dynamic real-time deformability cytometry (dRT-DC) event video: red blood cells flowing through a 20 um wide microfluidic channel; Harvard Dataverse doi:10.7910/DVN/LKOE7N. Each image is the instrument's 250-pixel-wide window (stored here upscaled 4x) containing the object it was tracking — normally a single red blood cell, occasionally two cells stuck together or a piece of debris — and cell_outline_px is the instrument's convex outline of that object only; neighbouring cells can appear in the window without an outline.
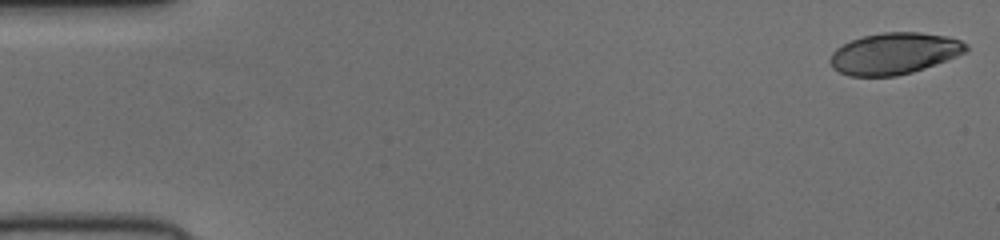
{"species": "human", "species_latin": "Homo sapiens", "temperature_condition": "cold", "stored_images_in_passage": 52, "camera_frame_rate_fps": 3000, "um_per_image_px": 0.085, "donor": {"sex": "female"}, "frame": {"image": 1, "passage_image": 1, "time_ms": 0.0, "image_size_px": [1000, 240], "cell_outline_px": [[968, 52], [924, 68], [912, 72], [896, 76], [848, 76], [832, 68], [828, 60], [832, 52], [836, 48], [852, 40], [864, 36], [884, 32], [920, 32], [944, 36], [960, 40], [968, 44]], "centroid_in_image_um": [76.0, 4.55], "position_along_channel_um": 9.0, "area_um2": 32.83}}
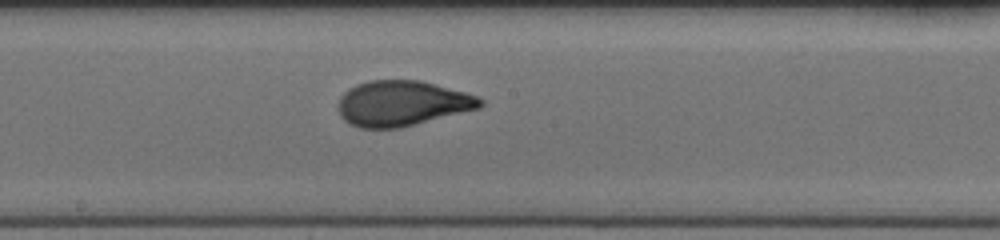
{"frame": {"image": 2, "passage_image": 28, "time_ms": 9.0, "image_size_px": [1000, 240], "cell_outline_px": [[484, 104], [480, 108], [400, 128], [360, 128], [344, 120], [340, 116], [340, 96], [348, 88], [356, 84], [368, 80], [420, 80], [464, 92], [476, 96], [484, 100]], "centroid_in_image_um": [34.18, 8.78], "position_along_channel_um": 214.0, "area_um2": 37.4}}
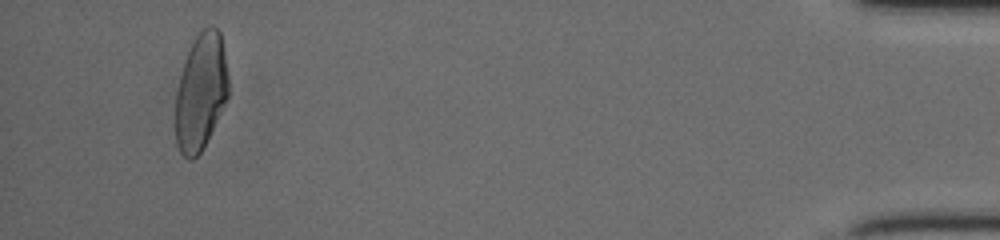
{"frame": {"image": 3, "passage_image": 49, "time_ms": 16.0, "image_size_px": [1000, 240], "cell_outline_px": [[228, 96], [200, 152], [192, 160], [188, 160], [180, 152], [176, 144], [176, 92], [184, 60], [192, 40], [208, 24], [212, 24], [220, 32], [224, 52], [228, 76]], "centroid_in_image_um": [17.05, 7.76], "position_along_channel_um": 418.1, "area_um2": 35.66}}